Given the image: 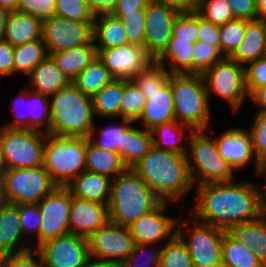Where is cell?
<instances>
[{
    "label": "cell",
    "instance_id": "7c38bea8",
    "mask_svg": "<svg viewBox=\"0 0 266 267\" xmlns=\"http://www.w3.org/2000/svg\"><path fill=\"white\" fill-rule=\"evenodd\" d=\"M93 21H72L52 16L43 20L42 40L48 55L93 43Z\"/></svg>",
    "mask_w": 266,
    "mask_h": 267
},
{
    "label": "cell",
    "instance_id": "44dd1931",
    "mask_svg": "<svg viewBox=\"0 0 266 267\" xmlns=\"http://www.w3.org/2000/svg\"><path fill=\"white\" fill-rule=\"evenodd\" d=\"M144 97L147 102L139 120L146 130H153L155 127L175 120L174 102L170 81L161 90L153 93H146Z\"/></svg>",
    "mask_w": 266,
    "mask_h": 267
},
{
    "label": "cell",
    "instance_id": "c3c4849f",
    "mask_svg": "<svg viewBox=\"0 0 266 267\" xmlns=\"http://www.w3.org/2000/svg\"><path fill=\"white\" fill-rule=\"evenodd\" d=\"M253 117L250 137L252 149L258 163H266V111L256 112Z\"/></svg>",
    "mask_w": 266,
    "mask_h": 267
},
{
    "label": "cell",
    "instance_id": "8c879c8a",
    "mask_svg": "<svg viewBox=\"0 0 266 267\" xmlns=\"http://www.w3.org/2000/svg\"><path fill=\"white\" fill-rule=\"evenodd\" d=\"M258 19L266 20V0H255Z\"/></svg>",
    "mask_w": 266,
    "mask_h": 267
},
{
    "label": "cell",
    "instance_id": "cb8c5ba5",
    "mask_svg": "<svg viewBox=\"0 0 266 267\" xmlns=\"http://www.w3.org/2000/svg\"><path fill=\"white\" fill-rule=\"evenodd\" d=\"M111 181L112 179L107 176L85 170L68 183L66 187L70 190L72 196L108 205Z\"/></svg>",
    "mask_w": 266,
    "mask_h": 267
},
{
    "label": "cell",
    "instance_id": "e7e4bbea",
    "mask_svg": "<svg viewBox=\"0 0 266 267\" xmlns=\"http://www.w3.org/2000/svg\"><path fill=\"white\" fill-rule=\"evenodd\" d=\"M177 9L179 12H194L197 10L199 0H154Z\"/></svg>",
    "mask_w": 266,
    "mask_h": 267
},
{
    "label": "cell",
    "instance_id": "30bf717a",
    "mask_svg": "<svg viewBox=\"0 0 266 267\" xmlns=\"http://www.w3.org/2000/svg\"><path fill=\"white\" fill-rule=\"evenodd\" d=\"M202 76L209 103L211 94L215 93L227 100L234 112H238L244 104L245 98L249 97L246 88L245 66L228 57L210 67Z\"/></svg>",
    "mask_w": 266,
    "mask_h": 267
},
{
    "label": "cell",
    "instance_id": "be15d7a7",
    "mask_svg": "<svg viewBox=\"0 0 266 267\" xmlns=\"http://www.w3.org/2000/svg\"><path fill=\"white\" fill-rule=\"evenodd\" d=\"M94 15L109 14L117 5V0H84Z\"/></svg>",
    "mask_w": 266,
    "mask_h": 267
},
{
    "label": "cell",
    "instance_id": "89a4df30",
    "mask_svg": "<svg viewBox=\"0 0 266 267\" xmlns=\"http://www.w3.org/2000/svg\"><path fill=\"white\" fill-rule=\"evenodd\" d=\"M9 13L10 11L8 9L0 7V40L4 37L6 21Z\"/></svg>",
    "mask_w": 266,
    "mask_h": 267
},
{
    "label": "cell",
    "instance_id": "b9f144b4",
    "mask_svg": "<svg viewBox=\"0 0 266 267\" xmlns=\"http://www.w3.org/2000/svg\"><path fill=\"white\" fill-rule=\"evenodd\" d=\"M249 21L235 19L220 27L221 53L230 57L245 37V26Z\"/></svg>",
    "mask_w": 266,
    "mask_h": 267
},
{
    "label": "cell",
    "instance_id": "2a66077c",
    "mask_svg": "<svg viewBox=\"0 0 266 267\" xmlns=\"http://www.w3.org/2000/svg\"><path fill=\"white\" fill-rule=\"evenodd\" d=\"M216 267H231V266H229V265H226V264H224V263H220L218 266H216Z\"/></svg>",
    "mask_w": 266,
    "mask_h": 267
},
{
    "label": "cell",
    "instance_id": "f6af8a7d",
    "mask_svg": "<svg viewBox=\"0 0 266 267\" xmlns=\"http://www.w3.org/2000/svg\"><path fill=\"white\" fill-rule=\"evenodd\" d=\"M122 20L126 30L128 44L144 47L145 37V9L138 10V13H126V15H113Z\"/></svg>",
    "mask_w": 266,
    "mask_h": 267
},
{
    "label": "cell",
    "instance_id": "f35d334b",
    "mask_svg": "<svg viewBox=\"0 0 266 267\" xmlns=\"http://www.w3.org/2000/svg\"><path fill=\"white\" fill-rule=\"evenodd\" d=\"M169 77L170 73L165 66L154 60L145 69L140 71L132 81L143 94H146L161 90L169 81Z\"/></svg>",
    "mask_w": 266,
    "mask_h": 267
},
{
    "label": "cell",
    "instance_id": "60d3db41",
    "mask_svg": "<svg viewBox=\"0 0 266 267\" xmlns=\"http://www.w3.org/2000/svg\"><path fill=\"white\" fill-rule=\"evenodd\" d=\"M162 246L159 267H194L186 244L177 234Z\"/></svg>",
    "mask_w": 266,
    "mask_h": 267
},
{
    "label": "cell",
    "instance_id": "836d02e7",
    "mask_svg": "<svg viewBox=\"0 0 266 267\" xmlns=\"http://www.w3.org/2000/svg\"><path fill=\"white\" fill-rule=\"evenodd\" d=\"M193 130L187 125L180 124L176 120L159 125L151 130L153 146L160 150L175 152L181 155H186L189 147L188 145L181 144L184 135L186 136L185 129Z\"/></svg>",
    "mask_w": 266,
    "mask_h": 267
},
{
    "label": "cell",
    "instance_id": "680465c9",
    "mask_svg": "<svg viewBox=\"0 0 266 267\" xmlns=\"http://www.w3.org/2000/svg\"><path fill=\"white\" fill-rule=\"evenodd\" d=\"M251 250L266 267V219L261 216L255 219L254 246Z\"/></svg>",
    "mask_w": 266,
    "mask_h": 267
},
{
    "label": "cell",
    "instance_id": "7bdbcfd3",
    "mask_svg": "<svg viewBox=\"0 0 266 267\" xmlns=\"http://www.w3.org/2000/svg\"><path fill=\"white\" fill-rule=\"evenodd\" d=\"M196 12L205 20L223 25L235 20L227 0H199Z\"/></svg>",
    "mask_w": 266,
    "mask_h": 267
},
{
    "label": "cell",
    "instance_id": "9a60e30c",
    "mask_svg": "<svg viewBox=\"0 0 266 267\" xmlns=\"http://www.w3.org/2000/svg\"><path fill=\"white\" fill-rule=\"evenodd\" d=\"M36 250L42 267H82L90 257L88 239L72 233L48 240Z\"/></svg>",
    "mask_w": 266,
    "mask_h": 267
},
{
    "label": "cell",
    "instance_id": "52a82bcc",
    "mask_svg": "<svg viewBox=\"0 0 266 267\" xmlns=\"http://www.w3.org/2000/svg\"><path fill=\"white\" fill-rule=\"evenodd\" d=\"M186 158L194 186L205 183L232 182L234 169L223 159L215 139H210L206 130L189 133Z\"/></svg>",
    "mask_w": 266,
    "mask_h": 267
},
{
    "label": "cell",
    "instance_id": "db71d44e",
    "mask_svg": "<svg viewBox=\"0 0 266 267\" xmlns=\"http://www.w3.org/2000/svg\"><path fill=\"white\" fill-rule=\"evenodd\" d=\"M19 92L20 93L18 94L17 98H14L12 100V102H11V106L13 107L11 109L13 111L14 120L10 124L8 123L7 125H4L3 127L8 128V129L29 130V111H25L28 114L24 115L25 113L24 114L21 113L19 111L21 108L18 107V105H20V104L22 105L21 102L23 100L26 101V102L23 101L24 103H29V98H28V95H27L28 94V89H27V87H26V89L22 88ZM21 99H23V100H21ZM19 100H21V102ZM25 106H27L26 107V109H27L29 107V104H26ZM27 110H29V108ZM21 114H23V115H21Z\"/></svg>",
    "mask_w": 266,
    "mask_h": 267
},
{
    "label": "cell",
    "instance_id": "d590c367",
    "mask_svg": "<svg viewBox=\"0 0 266 267\" xmlns=\"http://www.w3.org/2000/svg\"><path fill=\"white\" fill-rule=\"evenodd\" d=\"M222 263L231 267H264L252 250L235 241L226 232L223 234Z\"/></svg>",
    "mask_w": 266,
    "mask_h": 267
},
{
    "label": "cell",
    "instance_id": "f907efd6",
    "mask_svg": "<svg viewBox=\"0 0 266 267\" xmlns=\"http://www.w3.org/2000/svg\"><path fill=\"white\" fill-rule=\"evenodd\" d=\"M152 247H154L153 244H135L133 251L121 264V267H143L142 265H146V263L151 267H159L162 248L158 247V249L152 251ZM148 250L150 251L148 252ZM140 254H143V258L139 257Z\"/></svg>",
    "mask_w": 266,
    "mask_h": 267
},
{
    "label": "cell",
    "instance_id": "6da1fadb",
    "mask_svg": "<svg viewBox=\"0 0 266 267\" xmlns=\"http://www.w3.org/2000/svg\"><path fill=\"white\" fill-rule=\"evenodd\" d=\"M196 202L190 215L198 221L227 230L260 217L259 192L252 181L205 183L194 186Z\"/></svg>",
    "mask_w": 266,
    "mask_h": 267
},
{
    "label": "cell",
    "instance_id": "f1b7e54d",
    "mask_svg": "<svg viewBox=\"0 0 266 267\" xmlns=\"http://www.w3.org/2000/svg\"><path fill=\"white\" fill-rule=\"evenodd\" d=\"M120 155L113 151L93 145L87 138V148L85 157V170L98 173L114 179L117 175L125 171Z\"/></svg>",
    "mask_w": 266,
    "mask_h": 267
},
{
    "label": "cell",
    "instance_id": "4dcf8cb0",
    "mask_svg": "<svg viewBox=\"0 0 266 267\" xmlns=\"http://www.w3.org/2000/svg\"><path fill=\"white\" fill-rule=\"evenodd\" d=\"M152 146L151 131L130 125L123 133L120 157L127 168H132L148 153Z\"/></svg>",
    "mask_w": 266,
    "mask_h": 267
},
{
    "label": "cell",
    "instance_id": "5bb4252c",
    "mask_svg": "<svg viewBox=\"0 0 266 267\" xmlns=\"http://www.w3.org/2000/svg\"><path fill=\"white\" fill-rule=\"evenodd\" d=\"M38 206L41 215L39 245L70 234L71 192L66 186H57L38 202Z\"/></svg>",
    "mask_w": 266,
    "mask_h": 267
},
{
    "label": "cell",
    "instance_id": "8fae6325",
    "mask_svg": "<svg viewBox=\"0 0 266 267\" xmlns=\"http://www.w3.org/2000/svg\"><path fill=\"white\" fill-rule=\"evenodd\" d=\"M182 213L178 214L177 235L186 244L194 267H216L222 262L221 249L225 230L196 220L184 234ZM187 236V237H186Z\"/></svg>",
    "mask_w": 266,
    "mask_h": 267
},
{
    "label": "cell",
    "instance_id": "d4e9b609",
    "mask_svg": "<svg viewBox=\"0 0 266 267\" xmlns=\"http://www.w3.org/2000/svg\"><path fill=\"white\" fill-rule=\"evenodd\" d=\"M29 89L46 95H54L59 89L68 87L72 81L68 79L58 68L51 56H47L28 75Z\"/></svg>",
    "mask_w": 266,
    "mask_h": 267
},
{
    "label": "cell",
    "instance_id": "6125c7cd",
    "mask_svg": "<svg viewBox=\"0 0 266 267\" xmlns=\"http://www.w3.org/2000/svg\"><path fill=\"white\" fill-rule=\"evenodd\" d=\"M150 0H117V5L111 12L112 15H126V13H138L145 9Z\"/></svg>",
    "mask_w": 266,
    "mask_h": 267
},
{
    "label": "cell",
    "instance_id": "9f6ffc18",
    "mask_svg": "<svg viewBox=\"0 0 266 267\" xmlns=\"http://www.w3.org/2000/svg\"><path fill=\"white\" fill-rule=\"evenodd\" d=\"M198 38L197 41L210 44L221 51L220 27L205 20L198 14Z\"/></svg>",
    "mask_w": 266,
    "mask_h": 267
},
{
    "label": "cell",
    "instance_id": "7402d4cb",
    "mask_svg": "<svg viewBox=\"0 0 266 267\" xmlns=\"http://www.w3.org/2000/svg\"><path fill=\"white\" fill-rule=\"evenodd\" d=\"M24 240L18 205L4 203L0 206V254L21 253L32 249ZM22 246L19 248L20 244ZM19 244V245H18Z\"/></svg>",
    "mask_w": 266,
    "mask_h": 267
},
{
    "label": "cell",
    "instance_id": "9c48e42d",
    "mask_svg": "<svg viewBox=\"0 0 266 267\" xmlns=\"http://www.w3.org/2000/svg\"><path fill=\"white\" fill-rule=\"evenodd\" d=\"M2 180L5 202L14 205L38 203L58 186L43 166L5 169Z\"/></svg>",
    "mask_w": 266,
    "mask_h": 267
},
{
    "label": "cell",
    "instance_id": "74e56055",
    "mask_svg": "<svg viewBox=\"0 0 266 267\" xmlns=\"http://www.w3.org/2000/svg\"><path fill=\"white\" fill-rule=\"evenodd\" d=\"M119 125L106 126L105 128L100 127L96 129L95 123L94 127L88 137L89 141L100 148H104L108 151L116 152L120 155V147H122L123 133L124 131L132 125L134 122L128 119H121ZM98 131V137H94L95 131Z\"/></svg>",
    "mask_w": 266,
    "mask_h": 267
},
{
    "label": "cell",
    "instance_id": "484cf974",
    "mask_svg": "<svg viewBox=\"0 0 266 267\" xmlns=\"http://www.w3.org/2000/svg\"><path fill=\"white\" fill-rule=\"evenodd\" d=\"M42 23V20L29 14L19 11L10 12L3 39L14 47L40 40L42 39Z\"/></svg>",
    "mask_w": 266,
    "mask_h": 267
},
{
    "label": "cell",
    "instance_id": "11a10c76",
    "mask_svg": "<svg viewBox=\"0 0 266 267\" xmlns=\"http://www.w3.org/2000/svg\"><path fill=\"white\" fill-rule=\"evenodd\" d=\"M225 232L235 241L251 249L254 246L255 219L230 226Z\"/></svg>",
    "mask_w": 266,
    "mask_h": 267
},
{
    "label": "cell",
    "instance_id": "7dc6e473",
    "mask_svg": "<svg viewBox=\"0 0 266 267\" xmlns=\"http://www.w3.org/2000/svg\"><path fill=\"white\" fill-rule=\"evenodd\" d=\"M55 15L72 21H94V13L84 0H56Z\"/></svg>",
    "mask_w": 266,
    "mask_h": 267
},
{
    "label": "cell",
    "instance_id": "91938a15",
    "mask_svg": "<svg viewBox=\"0 0 266 267\" xmlns=\"http://www.w3.org/2000/svg\"><path fill=\"white\" fill-rule=\"evenodd\" d=\"M235 19L254 21L258 20L255 0H227Z\"/></svg>",
    "mask_w": 266,
    "mask_h": 267
},
{
    "label": "cell",
    "instance_id": "f546056e",
    "mask_svg": "<svg viewBox=\"0 0 266 267\" xmlns=\"http://www.w3.org/2000/svg\"><path fill=\"white\" fill-rule=\"evenodd\" d=\"M56 62L60 71L71 81L83 71L97 56L94 42L70 48L50 55Z\"/></svg>",
    "mask_w": 266,
    "mask_h": 267
},
{
    "label": "cell",
    "instance_id": "94428289",
    "mask_svg": "<svg viewBox=\"0 0 266 267\" xmlns=\"http://www.w3.org/2000/svg\"><path fill=\"white\" fill-rule=\"evenodd\" d=\"M14 75V46L7 40H0V78Z\"/></svg>",
    "mask_w": 266,
    "mask_h": 267
},
{
    "label": "cell",
    "instance_id": "003e7915",
    "mask_svg": "<svg viewBox=\"0 0 266 267\" xmlns=\"http://www.w3.org/2000/svg\"><path fill=\"white\" fill-rule=\"evenodd\" d=\"M259 108L257 112L266 111V86L255 89L248 97Z\"/></svg>",
    "mask_w": 266,
    "mask_h": 267
},
{
    "label": "cell",
    "instance_id": "a7ac6f4b",
    "mask_svg": "<svg viewBox=\"0 0 266 267\" xmlns=\"http://www.w3.org/2000/svg\"><path fill=\"white\" fill-rule=\"evenodd\" d=\"M82 267H121V264L90 256Z\"/></svg>",
    "mask_w": 266,
    "mask_h": 267
},
{
    "label": "cell",
    "instance_id": "6f0895ef",
    "mask_svg": "<svg viewBox=\"0 0 266 267\" xmlns=\"http://www.w3.org/2000/svg\"><path fill=\"white\" fill-rule=\"evenodd\" d=\"M6 267H42L40 253L32 248L25 252L8 254Z\"/></svg>",
    "mask_w": 266,
    "mask_h": 267
},
{
    "label": "cell",
    "instance_id": "2644e50d",
    "mask_svg": "<svg viewBox=\"0 0 266 267\" xmlns=\"http://www.w3.org/2000/svg\"><path fill=\"white\" fill-rule=\"evenodd\" d=\"M20 0H0V7L8 9L10 12L18 11Z\"/></svg>",
    "mask_w": 266,
    "mask_h": 267
},
{
    "label": "cell",
    "instance_id": "681fc988",
    "mask_svg": "<svg viewBox=\"0 0 266 267\" xmlns=\"http://www.w3.org/2000/svg\"><path fill=\"white\" fill-rule=\"evenodd\" d=\"M20 223L22 227L23 237H27L29 234L34 233L37 240L35 249L39 246V234H40V211L38 203H23L18 205Z\"/></svg>",
    "mask_w": 266,
    "mask_h": 267
},
{
    "label": "cell",
    "instance_id": "753ad0ef",
    "mask_svg": "<svg viewBox=\"0 0 266 267\" xmlns=\"http://www.w3.org/2000/svg\"><path fill=\"white\" fill-rule=\"evenodd\" d=\"M5 203V199L3 196V180L2 175H0V206Z\"/></svg>",
    "mask_w": 266,
    "mask_h": 267
},
{
    "label": "cell",
    "instance_id": "11e5206c",
    "mask_svg": "<svg viewBox=\"0 0 266 267\" xmlns=\"http://www.w3.org/2000/svg\"><path fill=\"white\" fill-rule=\"evenodd\" d=\"M0 267H6V255L0 254Z\"/></svg>",
    "mask_w": 266,
    "mask_h": 267
},
{
    "label": "cell",
    "instance_id": "d6986e66",
    "mask_svg": "<svg viewBox=\"0 0 266 267\" xmlns=\"http://www.w3.org/2000/svg\"><path fill=\"white\" fill-rule=\"evenodd\" d=\"M219 154L235 170L245 168L251 160L255 161V168L258 169L259 163L256 161L250 133L244 128H228L215 138Z\"/></svg>",
    "mask_w": 266,
    "mask_h": 267
},
{
    "label": "cell",
    "instance_id": "e575fe53",
    "mask_svg": "<svg viewBox=\"0 0 266 267\" xmlns=\"http://www.w3.org/2000/svg\"><path fill=\"white\" fill-rule=\"evenodd\" d=\"M47 56L46 45L42 39L14 47V74L23 72L28 76Z\"/></svg>",
    "mask_w": 266,
    "mask_h": 267
},
{
    "label": "cell",
    "instance_id": "2e32d148",
    "mask_svg": "<svg viewBox=\"0 0 266 267\" xmlns=\"http://www.w3.org/2000/svg\"><path fill=\"white\" fill-rule=\"evenodd\" d=\"M180 13L177 9L154 0L146 5L144 48L154 60L167 48L173 23Z\"/></svg>",
    "mask_w": 266,
    "mask_h": 267
},
{
    "label": "cell",
    "instance_id": "277c9868",
    "mask_svg": "<svg viewBox=\"0 0 266 267\" xmlns=\"http://www.w3.org/2000/svg\"><path fill=\"white\" fill-rule=\"evenodd\" d=\"M51 98L50 134L88 138L95 123L92 97L71 83L59 89Z\"/></svg>",
    "mask_w": 266,
    "mask_h": 267
},
{
    "label": "cell",
    "instance_id": "e0dca14e",
    "mask_svg": "<svg viewBox=\"0 0 266 267\" xmlns=\"http://www.w3.org/2000/svg\"><path fill=\"white\" fill-rule=\"evenodd\" d=\"M97 56L115 79L126 80H132L154 61L144 47L133 44L97 49Z\"/></svg>",
    "mask_w": 266,
    "mask_h": 267
},
{
    "label": "cell",
    "instance_id": "ac0fdd59",
    "mask_svg": "<svg viewBox=\"0 0 266 267\" xmlns=\"http://www.w3.org/2000/svg\"><path fill=\"white\" fill-rule=\"evenodd\" d=\"M168 202H161L155 209L142 215L129 226L135 244L157 245L159 241L171 240L177 234V221L164 215Z\"/></svg>",
    "mask_w": 266,
    "mask_h": 267
},
{
    "label": "cell",
    "instance_id": "8d00e7d4",
    "mask_svg": "<svg viewBox=\"0 0 266 267\" xmlns=\"http://www.w3.org/2000/svg\"><path fill=\"white\" fill-rule=\"evenodd\" d=\"M28 98H29V130L50 134V123H51L50 97L28 89ZM41 128H43V130Z\"/></svg>",
    "mask_w": 266,
    "mask_h": 267
},
{
    "label": "cell",
    "instance_id": "03108f58",
    "mask_svg": "<svg viewBox=\"0 0 266 267\" xmlns=\"http://www.w3.org/2000/svg\"><path fill=\"white\" fill-rule=\"evenodd\" d=\"M256 175H265L264 177L266 178V163H259ZM257 187L259 192L260 215L266 219V190L262 189L263 187L259 186V184H257Z\"/></svg>",
    "mask_w": 266,
    "mask_h": 267
},
{
    "label": "cell",
    "instance_id": "5b68a950",
    "mask_svg": "<svg viewBox=\"0 0 266 267\" xmlns=\"http://www.w3.org/2000/svg\"><path fill=\"white\" fill-rule=\"evenodd\" d=\"M169 81L175 120L193 131L208 132L212 114L202 74H170Z\"/></svg>",
    "mask_w": 266,
    "mask_h": 267
},
{
    "label": "cell",
    "instance_id": "ba28073f",
    "mask_svg": "<svg viewBox=\"0 0 266 267\" xmlns=\"http://www.w3.org/2000/svg\"><path fill=\"white\" fill-rule=\"evenodd\" d=\"M46 134L34 130L0 128V147L6 169L43 166Z\"/></svg>",
    "mask_w": 266,
    "mask_h": 267
},
{
    "label": "cell",
    "instance_id": "ffe728a7",
    "mask_svg": "<svg viewBox=\"0 0 266 267\" xmlns=\"http://www.w3.org/2000/svg\"><path fill=\"white\" fill-rule=\"evenodd\" d=\"M109 221L108 206L71 195L70 233L88 238Z\"/></svg>",
    "mask_w": 266,
    "mask_h": 267
},
{
    "label": "cell",
    "instance_id": "603a6c76",
    "mask_svg": "<svg viewBox=\"0 0 266 267\" xmlns=\"http://www.w3.org/2000/svg\"><path fill=\"white\" fill-rule=\"evenodd\" d=\"M266 54V20L249 21L245 26V37L236 51L229 57L240 65L247 66Z\"/></svg>",
    "mask_w": 266,
    "mask_h": 267
},
{
    "label": "cell",
    "instance_id": "3957f363",
    "mask_svg": "<svg viewBox=\"0 0 266 267\" xmlns=\"http://www.w3.org/2000/svg\"><path fill=\"white\" fill-rule=\"evenodd\" d=\"M161 202L147 183L132 168H127L111 181L109 221L129 227Z\"/></svg>",
    "mask_w": 266,
    "mask_h": 267
},
{
    "label": "cell",
    "instance_id": "ee69618b",
    "mask_svg": "<svg viewBox=\"0 0 266 267\" xmlns=\"http://www.w3.org/2000/svg\"><path fill=\"white\" fill-rule=\"evenodd\" d=\"M193 52L194 74H203L210 67L225 58L217 47L201 41L194 43Z\"/></svg>",
    "mask_w": 266,
    "mask_h": 267
},
{
    "label": "cell",
    "instance_id": "4fadbf2b",
    "mask_svg": "<svg viewBox=\"0 0 266 267\" xmlns=\"http://www.w3.org/2000/svg\"><path fill=\"white\" fill-rule=\"evenodd\" d=\"M91 257L122 264L133 251L135 241L129 227L108 221L88 238Z\"/></svg>",
    "mask_w": 266,
    "mask_h": 267
},
{
    "label": "cell",
    "instance_id": "83f0119b",
    "mask_svg": "<svg viewBox=\"0 0 266 267\" xmlns=\"http://www.w3.org/2000/svg\"><path fill=\"white\" fill-rule=\"evenodd\" d=\"M193 48L194 43L189 40H176L171 36L167 48L156 61L164 65L170 74L193 73ZM167 65H170L169 68Z\"/></svg>",
    "mask_w": 266,
    "mask_h": 267
},
{
    "label": "cell",
    "instance_id": "bcb514c9",
    "mask_svg": "<svg viewBox=\"0 0 266 267\" xmlns=\"http://www.w3.org/2000/svg\"><path fill=\"white\" fill-rule=\"evenodd\" d=\"M198 32V13L181 12L175 19L172 26V37L176 40H189L196 43Z\"/></svg>",
    "mask_w": 266,
    "mask_h": 267
},
{
    "label": "cell",
    "instance_id": "d6a6232c",
    "mask_svg": "<svg viewBox=\"0 0 266 267\" xmlns=\"http://www.w3.org/2000/svg\"><path fill=\"white\" fill-rule=\"evenodd\" d=\"M115 79L110 71L105 67L103 61L96 58L72 81L82 93L93 97L105 85Z\"/></svg>",
    "mask_w": 266,
    "mask_h": 267
},
{
    "label": "cell",
    "instance_id": "f5cc1de1",
    "mask_svg": "<svg viewBox=\"0 0 266 267\" xmlns=\"http://www.w3.org/2000/svg\"><path fill=\"white\" fill-rule=\"evenodd\" d=\"M245 76L248 95L255 89L266 86V56L249 63L245 67Z\"/></svg>",
    "mask_w": 266,
    "mask_h": 267
},
{
    "label": "cell",
    "instance_id": "1f68e13d",
    "mask_svg": "<svg viewBox=\"0 0 266 267\" xmlns=\"http://www.w3.org/2000/svg\"><path fill=\"white\" fill-rule=\"evenodd\" d=\"M124 79H113L92 97L95 116L120 119Z\"/></svg>",
    "mask_w": 266,
    "mask_h": 267
},
{
    "label": "cell",
    "instance_id": "8992f818",
    "mask_svg": "<svg viewBox=\"0 0 266 267\" xmlns=\"http://www.w3.org/2000/svg\"><path fill=\"white\" fill-rule=\"evenodd\" d=\"M87 137L46 134L43 167L58 186L85 171Z\"/></svg>",
    "mask_w": 266,
    "mask_h": 267
},
{
    "label": "cell",
    "instance_id": "34e18365",
    "mask_svg": "<svg viewBox=\"0 0 266 267\" xmlns=\"http://www.w3.org/2000/svg\"><path fill=\"white\" fill-rule=\"evenodd\" d=\"M5 166H4V160H3V155L1 152V147H0V175L3 174L4 170H5Z\"/></svg>",
    "mask_w": 266,
    "mask_h": 267
},
{
    "label": "cell",
    "instance_id": "7a4b0ae2",
    "mask_svg": "<svg viewBox=\"0 0 266 267\" xmlns=\"http://www.w3.org/2000/svg\"><path fill=\"white\" fill-rule=\"evenodd\" d=\"M132 169L162 202L181 201L194 187L186 155L155 146Z\"/></svg>",
    "mask_w": 266,
    "mask_h": 267
},
{
    "label": "cell",
    "instance_id": "816d5d0a",
    "mask_svg": "<svg viewBox=\"0 0 266 267\" xmlns=\"http://www.w3.org/2000/svg\"><path fill=\"white\" fill-rule=\"evenodd\" d=\"M56 0H20L18 11L40 20L55 16Z\"/></svg>",
    "mask_w": 266,
    "mask_h": 267
},
{
    "label": "cell",
    "instance_id": "ab89813d",
    "mask_svg": "<svg viewBox=\"0 0 266 267\" xmlns=\"http://www.w3.org/2000/svg\"><path fill=\"white\" fill-rule=\"evenodd\" d=\"M147 99L132 80L124 79V91L120 105V119L136 123L140 118Z\"/></svg>",
    "mask_w": 266,
    "mask_h": 267
},
{
    "label": "cell",
    "instance_id": "4316f807",
    "mask_svg": "<svg viewBox=\"0 0 266 267\" xmlns=\"http://www.w3.org/2000/svg\"><path fill=\"white\" fill-rule=\"evenodd\" d=\"M93 31V42L96 49H107L128 44V37L122 20L111 13L96 15L93 21Z\"/></svg>",
    "mask_w": 266,
    "mask_h": 267
}]
</instances>
